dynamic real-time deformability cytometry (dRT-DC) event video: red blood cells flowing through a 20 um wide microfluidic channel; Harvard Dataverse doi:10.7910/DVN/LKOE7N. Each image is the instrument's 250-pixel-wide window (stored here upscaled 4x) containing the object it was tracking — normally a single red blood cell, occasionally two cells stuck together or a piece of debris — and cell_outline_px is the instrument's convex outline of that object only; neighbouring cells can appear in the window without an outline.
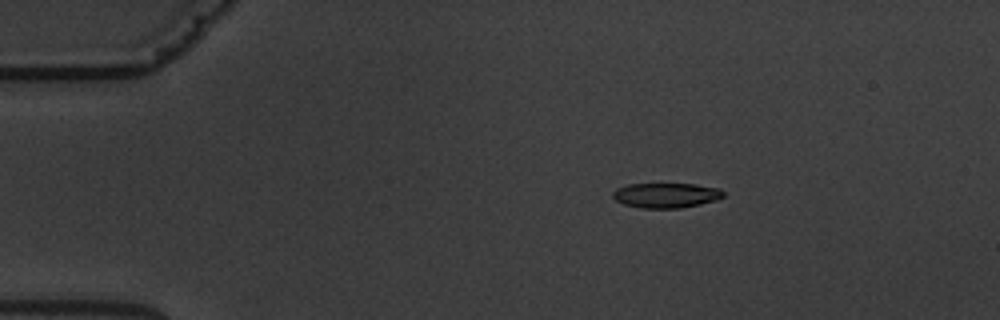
{"species": "common noctule bat (a hibernating species)", "species_latin": "Nyctalus noctula", "temperature_condition": "warm", "stored_images_in_passage": 5, "camera_frame_rate_fps": 3000, "um_per_image_px": 0.085, "animal": {"sex": "male", "body_mass_g": 19.5, "forearm_length_mm": 54.6}, "frame": {"image": 1, "passage_image": 3, "time_ms": 2.333, "image_size_px": [1000, 320], "cell_outline_px": [[724, 196], [716, 200], [700, 204], [680, 208], [640, 208], [624, 204], [616, 200], [612, 196], [612, 192], [616, 188], [628, 184], [696, 184], [720, 188], [724, 192]], "centroid_in_image_um": [56.61, 16.6], "position_along_channel_um": 28.4, "area_um2": 16.13}}